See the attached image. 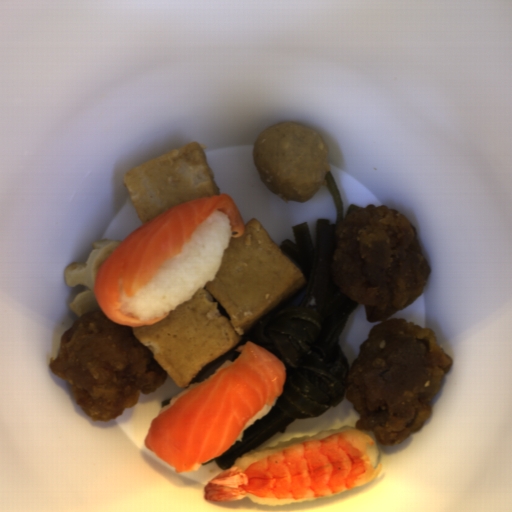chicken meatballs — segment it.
Here are the masks:
<instances>
[{"mask_svg": "<svg viewBox=\"0 0 512 512\" xmlns=\"http://www.w3.org/2000/svg\"><path fill=\"white\" fill-rule=\"evenodd\" d=\"M253 166L265 187L285 202L303 204L327 186L332 172L324 138L299 123H278L261 132Z\"/></svg>", "mask_w": 512, "mask_h": 512, "instance_id": "chicken-meatballs-1", "label": "chicken meatballs"}]
</instances>
